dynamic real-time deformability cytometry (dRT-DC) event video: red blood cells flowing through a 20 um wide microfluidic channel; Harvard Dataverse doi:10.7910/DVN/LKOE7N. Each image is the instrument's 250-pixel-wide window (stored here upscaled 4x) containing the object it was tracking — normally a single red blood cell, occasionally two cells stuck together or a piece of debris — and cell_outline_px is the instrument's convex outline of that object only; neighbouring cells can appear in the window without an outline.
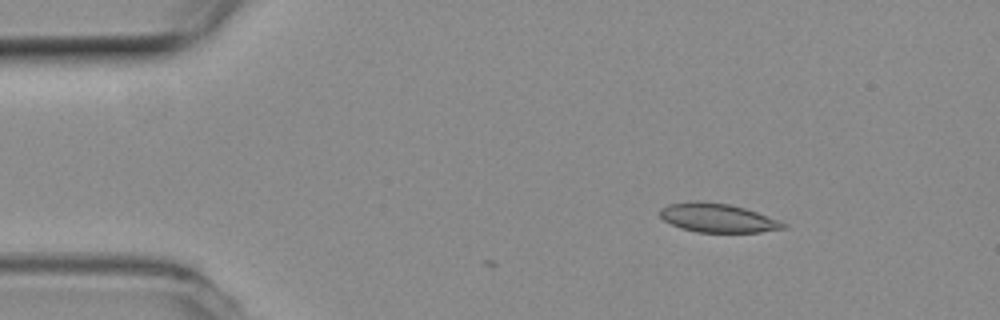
{"species": "common noctule bat (a hibernating species)", "species_latin": "Nyctalus noctula", "temperature_condition": "room temperature", "stored_images_in_passage": 5, "camera_frame_rate_fps": 3000, "um_per_image_px": 0.085, "animal": {"sex": "female", "body_mass_g": 19.3, "forearm_length_mm": 54.1}, "frame": {"image": 1, "passage_image": 1, "time_ms": 0.0, "image_size_px": [1000, 320], "cell_outline_px": [[788, 224], [784, 228], [760, 232], [696, 232], [680, 228], [664, 220], [660, 216], [660, 208], [668, 204], [692, 200], [696, 200], [728, 204], [744, 208], [780, 220]], "centroid_in_image_um": [60.98, 18.51], "position_along_channel_um": 24.0, "area_um2": 20.75}}
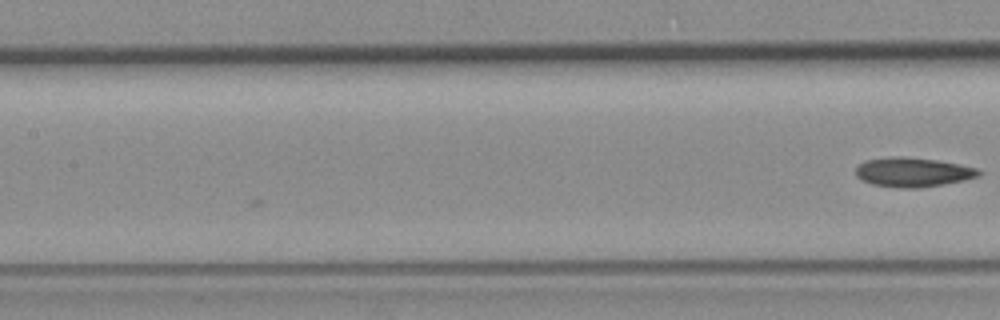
{"frame": {"image": 2, "passage_image": 5, "time_ms": 1.333, "image_size_px": [1000, 320], "cell_outline_px": [[984, 172], [980, 176], [964, 180], [944, 184], [916, 188], [900, 188], [872, 184], [856, 176], [856, 168], [864, 160], [900, 156], [936, 160], [960, 164], [980, 168]], "centroid_in_image_um": [77.66, 14.63], "position_along_channel_um": 129.7, "area_um2": 21.04}}